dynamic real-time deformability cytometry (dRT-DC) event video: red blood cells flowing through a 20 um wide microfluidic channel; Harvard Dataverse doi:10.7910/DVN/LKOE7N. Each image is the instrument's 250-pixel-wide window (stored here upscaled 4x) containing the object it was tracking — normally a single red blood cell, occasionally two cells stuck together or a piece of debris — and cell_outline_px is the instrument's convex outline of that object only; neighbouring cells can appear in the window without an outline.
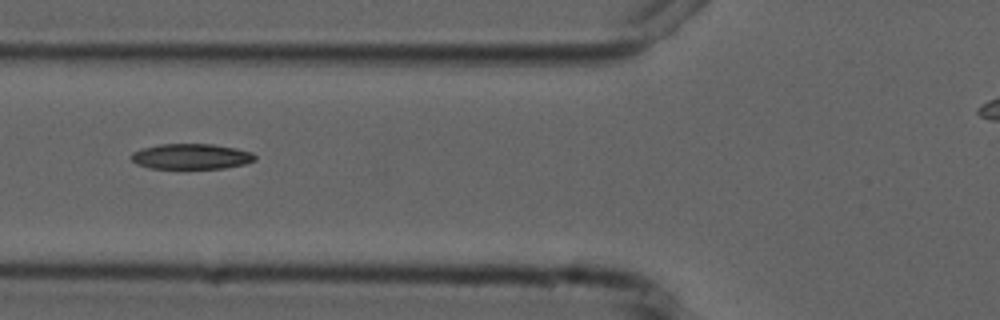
{"species": "common noctule bat (a hibernating species)", "species_latin": "Nyctalus noctula", "temperature_condition": "cold", "stored_images_in_passage": 10, "camera_frame_rate_fps": 3000, "um_per_image_px": 0.085, "animal": {"sex": "male", "forearm_length_mm": 52.5}, "frame": {"image": 1, "passage_image": 7, "time_ms": 8.0, "image_size_px": [1000, 320], "cell_outline_px": [[256, 160], [244, 164], [224, 168], [152, 168], [136, 164], [128, 156], [132, 152], [140, 148], [160, 144], [212, 144], [236, 148], [252, 152], [256, 156]], "centroid_in_image_um": [16.23, 13.29], "position_along_channel_um": 109.6, "area_um2": 18.44}}
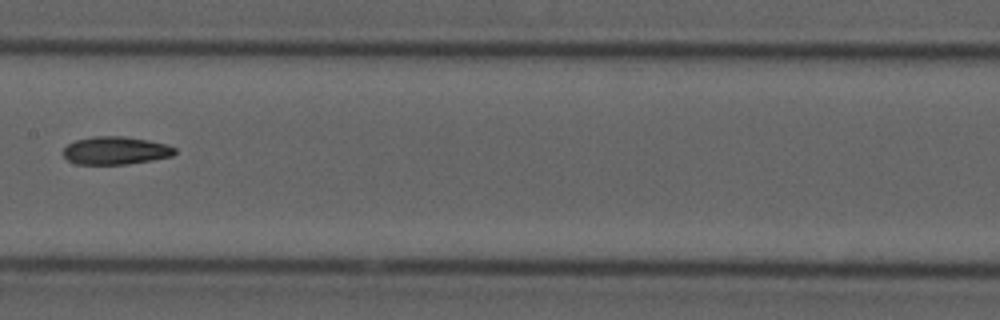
{"frame": {"image": 2, "passage_image": 9, "time_ms": 10.333, "image_size_px": [1000, 320], "cell_outline_px": [[176, 152], [172, 156], [152, 160], [128, 164], [76, 164], [68, 160], [64, 156], [64, 148], [68, 144], [76, 140], [92, 136], [124, 136], [148, 140], [168, 144], [176, 148]], "centroid_in_image_um": [9.85, 12.79], "position_along_channel_um": 197.6, "area_um2": 18.21}}
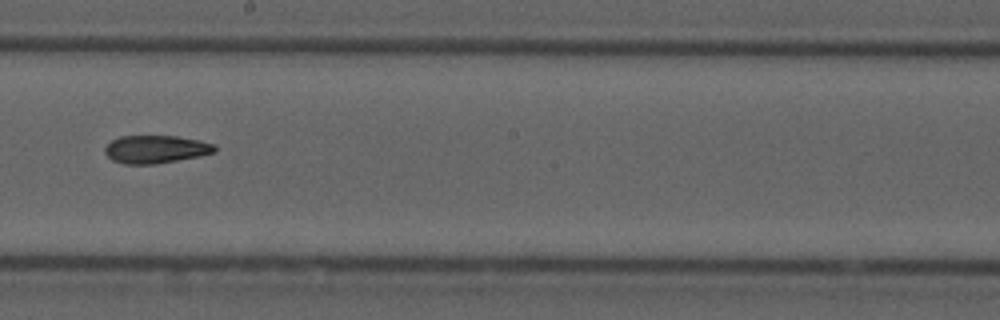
{"frame": {"image": 3, "passage_image": 10, "time_ms": 11.333, "image_size_px": [1000, 320], "cell_outline_px": [[216, 152], [200, 156], [156, 164], [124, 164], [112, 160], [104, 152], [104, 148], [112, 140], [120, 136], [176, 136], [200, 140], [216, 144]], "centroid_in_image_um": [13.26, 12.69], "position_along_channel_um": 234.9, "area_um2": 17.98}}